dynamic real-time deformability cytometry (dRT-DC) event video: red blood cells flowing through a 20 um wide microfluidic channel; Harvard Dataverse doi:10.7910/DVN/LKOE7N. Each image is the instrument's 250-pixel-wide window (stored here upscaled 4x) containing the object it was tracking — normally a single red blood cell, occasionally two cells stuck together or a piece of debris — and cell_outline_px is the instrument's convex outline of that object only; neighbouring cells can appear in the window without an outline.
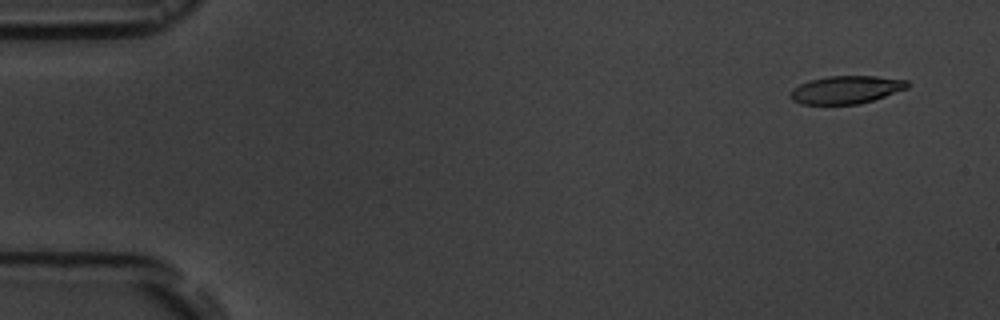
{"species": "common noctule bat (a hibernating species)", "species_latin": "Nyctalus noctula", "temperature_condition": "room temperature", "stored_images_in_passage": 6, "camera_frame_rate_fps": 3000, "um_per_image_px": 0.085, "animal": {"sex": "male", "body_mass_g": 19.5, "forearm_length_mm": 54.6}, "frame": {"image": 1, "passage_image": 1, "time_ms": 0.0, "image_size_px": [1000, 320], "cell_outline_px": [[908, 88], [860, 104], [800, 104], [792, 100], [788, 96], [792, 88], [808, 80], [828, 76], [876, 76], [908, 80]], "centroid_in_image_um": [71.87, 7.62], "position_along_channel_um": 13.1, "area_um2": 19.07}}
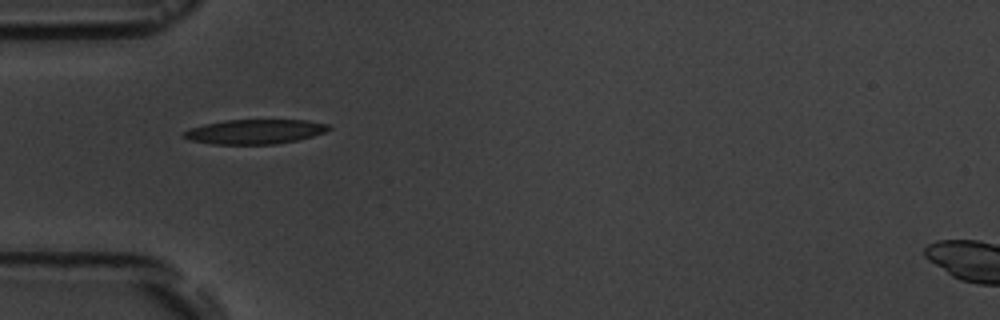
{"frame": {"image": 2, "passage_image": 5, "time_ms": 4.667, "image_size_px": [1000, 320], "cell_outline_px": [[332, 128], [324, 132], [312, 136], [296, 140], [276, 144], [212, 144], [188, 140], [180, 136], [184, 132], [192, 128], [204, 124], [224, 120], [308, 120], [328, 124]], "centroid_in_image_um": [21.64, 11.19], "position_along_channel_um": 63.4, "area_um2": 20.75}}
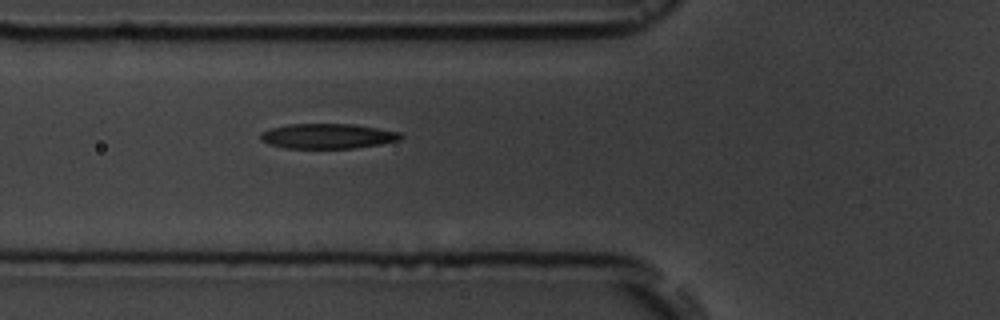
{"frame": {"image": 3, "passage_image": 6, "time_ms": 5.667, "image_size_px": [1000, 320], "cell_outline_px": [[404, 136], [400, 140], [380, 144], [356, 148], [284, 148], [268, 144], [260, 140], [260, 132], [272, 128], [288, 124], [352, 124], [400, 132]], "centroid_in_image_um": [27.83, 11.57], "position_along_channel_um": 98.0, "area_um2": 20.46}}